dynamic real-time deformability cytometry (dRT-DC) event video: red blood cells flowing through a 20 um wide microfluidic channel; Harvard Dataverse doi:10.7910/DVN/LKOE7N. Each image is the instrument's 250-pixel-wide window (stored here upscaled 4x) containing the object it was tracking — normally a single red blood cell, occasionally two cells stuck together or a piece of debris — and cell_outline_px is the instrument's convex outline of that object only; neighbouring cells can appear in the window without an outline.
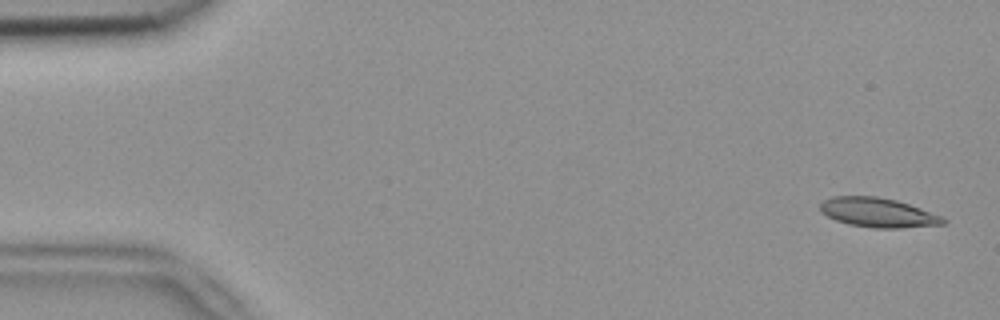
{"species": "common noctule bat (a hibernating species)", "species_latin": "Nyctalus noctula", "temperature_condition": "room temperature", "stored_images_in_passage": 3, "segment_of_instrument_passage": [2, 2], "camera_frame_rate_fps": 3000, "um_per_image_px": 0.085, "animal": {"sex": "female", "body_mass_g": 18.4}, "frame": {"image": 1, "passage_image": 3, "time_ms": 0.667, "image_size_px": [1000, 320], "cell_outline_px": [[948, 220], [944, 224], [900, 228], [872, 228], [848, 224], [836, 220], [820, 212], [820, 204], [824, 200], [832, 196], [876, 196], [896, 200], [920, 208], [940, 216]], "centroid_in_image_um": [74.6, 18.07], "position_along_channel_um": 10.4, "area_um2": 20.98}}